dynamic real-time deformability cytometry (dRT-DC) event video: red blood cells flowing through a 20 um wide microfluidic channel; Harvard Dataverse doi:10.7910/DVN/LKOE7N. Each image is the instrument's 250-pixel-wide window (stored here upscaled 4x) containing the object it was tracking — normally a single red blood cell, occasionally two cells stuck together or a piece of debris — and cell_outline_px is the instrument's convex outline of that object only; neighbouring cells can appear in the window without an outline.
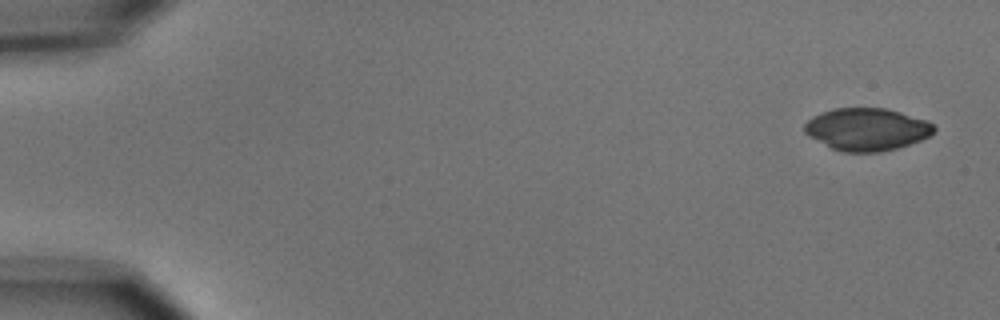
{"species": "common noctule bat (a hibernating species)", "species_latin": "Nyctalus noctula", "temperature_condition": "cold", "stored_images_in_passage": 5, "camera_frame_rate_fps": 3000, "um_per_image_px": 0.085, "animal": {"sex": "male", "body_mass_g": 15.6}, "frame": {"image": 1, "passage_image": 1, "time_ms": 0.0, "image_size_px": [1000, 320], "cell_outline_px": [[936, 128], [928, 136], [920, 140], [896, 148], [880, 152], [844, 152], [832, 148], [808, 136], [804, 132], [804, 124], [812, 116], [836, 108], [884, 108], [900, 112], [924, 120], [932, 124]], "centroid_in_image_um": [73.64, 10.99], "position_along_channel_um": 11.4, "area_um2": 31.62}}